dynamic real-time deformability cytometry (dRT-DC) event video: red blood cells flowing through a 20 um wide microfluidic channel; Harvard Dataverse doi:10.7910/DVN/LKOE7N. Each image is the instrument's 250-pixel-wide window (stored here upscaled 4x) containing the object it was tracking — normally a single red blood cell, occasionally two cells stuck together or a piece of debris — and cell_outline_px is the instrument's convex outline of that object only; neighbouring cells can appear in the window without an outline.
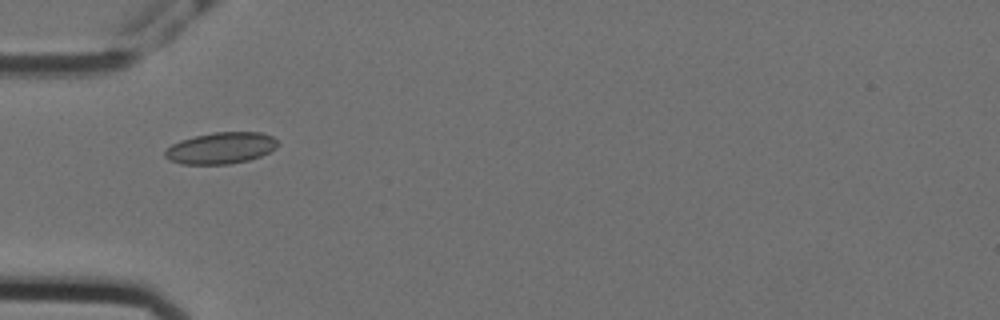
{"species": "Egyptian fruit bat (a non-hibernating species)", "species_latin": "Rousettus aegyptiacus", "temperature_condition": "cold", "stored_images_in_passage": 40, "camera_frame_rate_fps": 3000, "um_per_image_px": 0.085, "animal": {"sex": "female"}, "frame": {"image": 1, "passage_image": 1, "time_ms": 0.0, "image_size_px": [1000, 320], "cell_outline_px": [[280, 144], [276, 148], [260, 156], [248, 160], [228, 164], [180, 164], [168, 160], [164, 156], [164, 152], [172, 144], [180, 140], [212, 132], [260, 132], [272, 136]], "centroid_in_image_um": [18.76, 12.58], "position_along_channel_um": 66.2, "area_um2": 20.69}}
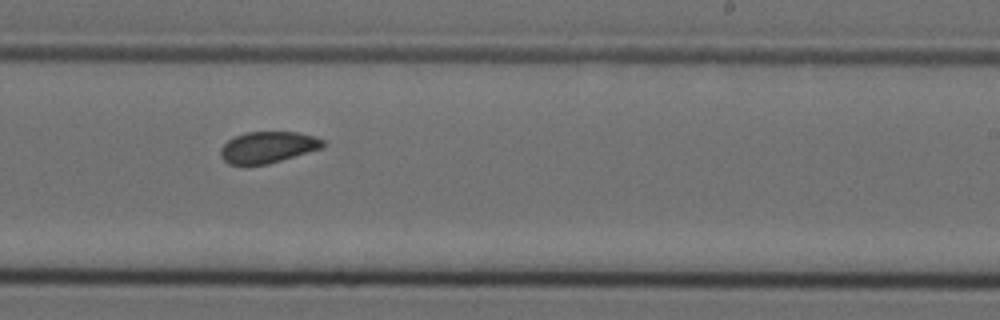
{"frame": {"image": 2, "passage_image": 18, "time_ms": 5.667, "image_size_px": [1000, 320], "cell_outline_px": [[324, 148], [268, 164], [228, 164], [220, 156], [220, 148], [228, 140], [236, 136], [248, 132], [296, 132], [316, 136], [324, 140]], "centroid_in_image_um": [22.8, 12.51], "position_along_channel_um": 266.2, "area_um2": 18.73}}
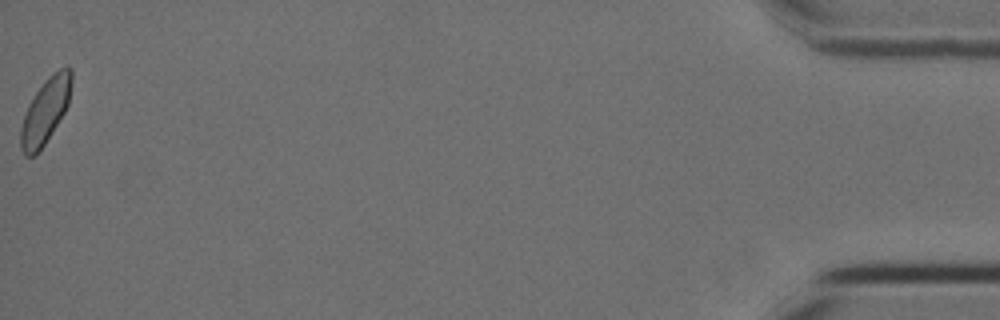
{"frame": {"image": 3, "passage_image": 40, "time_ms": 13.0, "image_size_px": [1000, 320], "cell_outline_px": [[72, 84], [68, 104], [64, 112], [44, 144], [36, 156], [24, 156], [20, 148], [20, 128], [28, 104], [44, 80], [52, 72], [60, 68], [72, 68]], "centroid_in_image_um": [3.84, 9.43], "position_along_channel_um": 431.4, "area_um2": 19.25}, "authors_computed_cell_mechanics": {"area_um2": 19.2474, "velocity_mm_per_s": 3.5532, "shape_relaxation_time_tau1_ms": null, "shape_relaxation_time_tau2_ms": 2.1964, "deformation_change_tau1": null, "deformation_change_tau2": 0.0608}}